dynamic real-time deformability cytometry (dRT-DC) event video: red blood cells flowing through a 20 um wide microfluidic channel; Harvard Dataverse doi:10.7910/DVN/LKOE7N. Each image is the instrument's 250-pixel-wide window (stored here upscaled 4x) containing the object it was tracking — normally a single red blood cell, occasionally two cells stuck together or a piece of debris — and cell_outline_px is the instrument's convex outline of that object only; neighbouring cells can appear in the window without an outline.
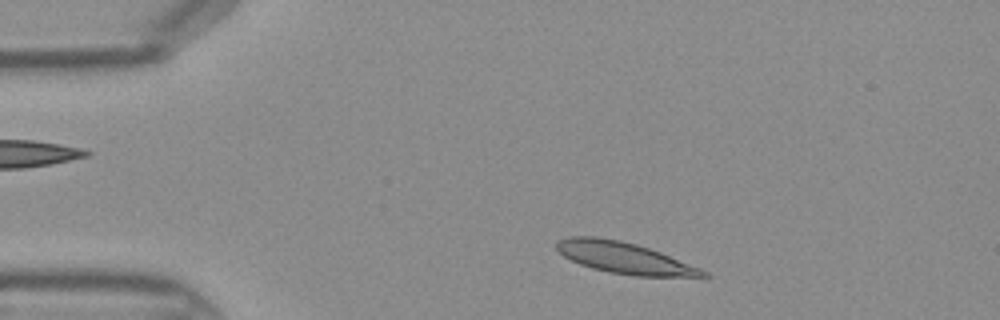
{"species": "Egyptian fruit bat (a non-hibernating species)", "species_latin": "Rousettus aegyptiacus", "temperature_condition": "warm", "stored_images_in_passage": 39, "camera_frame_rate_fps": 3000, "um_per_image_px": 0.085, "frame": {"image": 1, "passage_image": 3, "time_ms": 0.667, "image_size_px": [1000, 320], "cell_outline_px": [[712, 276], [632, 276], [608, 272], [592, 268], [580, 264], [564, 256], [556, 248], [556, 240], [568, 236], [596, 236], [620, 240], [636, 244], [660, 252], [700, 268], [708, 272]], "centroid_in_image_um": [53.02, 21.91], "position_along_channel_um": 32.0, "area_um2": 26.65}}
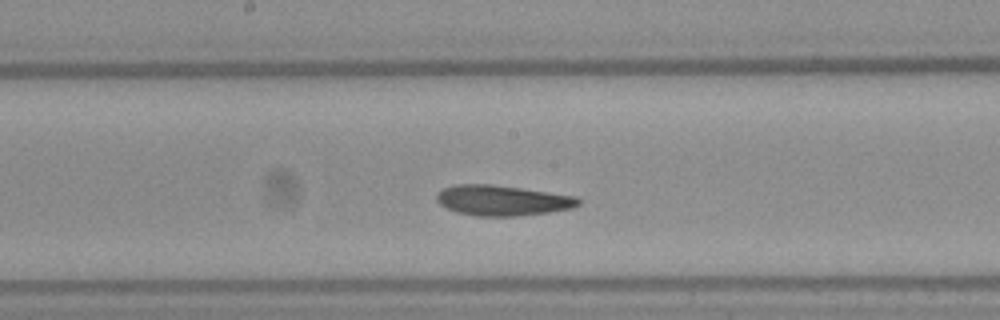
{"frame": {"image": 2, "passage_image": 18, "time_ms": 5.667, "image_size_px": [1000, 320], "cell_outline_px": [[580, 204], [572, 208], [548, 212], [516, 216], [476, 216], [456, 212], [440, 204], [436, 200], [436, 192], [452, 184], [492, 184], [576, 196], [580, 200]], "centroid_in_image_um": [42.66, 17.03], "position_along_channel_um": 205.5, "area_um2": 25.09}}
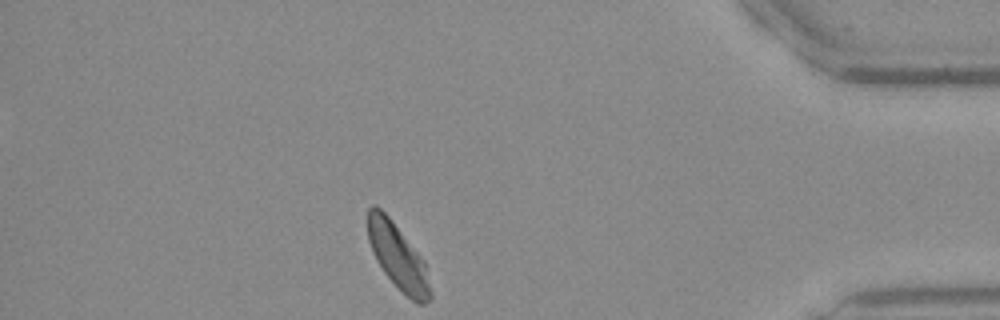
{"frame": {"image": 3, "passage_image": 34, "time_ms": 11.0, "image_size_px": [1000, 320], "cell_outline_px": [[432, 300], [424, 304], [420, 304], [412, 300], [384, 272], [376, 260], [368, 240], [368, 208], [372, 204], [376, 204], [392, 220], [424, 260], [432, 292]], "centroid_in_image_um": [33.83, 21.8], "position_along_channel_um": 401.4, "area_um2": 23.58}}